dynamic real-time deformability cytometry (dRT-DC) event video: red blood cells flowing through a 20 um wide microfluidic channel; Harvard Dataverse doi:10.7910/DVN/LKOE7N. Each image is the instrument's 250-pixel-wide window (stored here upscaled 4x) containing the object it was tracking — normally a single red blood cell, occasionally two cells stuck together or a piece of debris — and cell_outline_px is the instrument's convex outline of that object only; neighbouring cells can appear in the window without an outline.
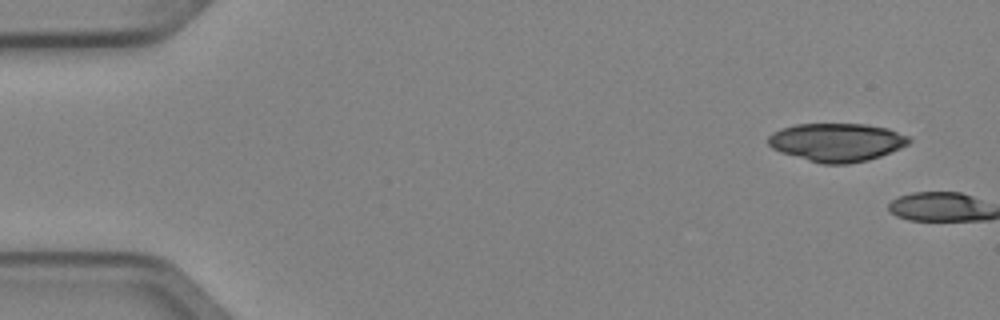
{"species": "Egyptian fruit bat (a non-hibernating species)", "species_latin": "Rousettus aegyptiacus", "temperature_condition": "cold", "stored_images_in_passage": 2, "camera_frame_rate_fps": 3000, "um_per_image_px": 0.085, "animal": {"sex": "female"}, "frame": {"image": 1, "passage_image": 1, "time_ms": 0.0, "image_size_px": [1000, 320], "cell_outline_px": [[912, 140], [908, 144], [900, 148], [880, 156], [868, 160], [848, 164], [820, 164], [780, 152], [772, 148], [768, 144], [768, 136], [772, 132], [780, 128], [796, 124], [864, 124], [888, 128], [908, 136]], "centroid_in_image_um": [71.1, 12.09], "position_along_channel_um": 13.9, "area_um2": 31.56}}